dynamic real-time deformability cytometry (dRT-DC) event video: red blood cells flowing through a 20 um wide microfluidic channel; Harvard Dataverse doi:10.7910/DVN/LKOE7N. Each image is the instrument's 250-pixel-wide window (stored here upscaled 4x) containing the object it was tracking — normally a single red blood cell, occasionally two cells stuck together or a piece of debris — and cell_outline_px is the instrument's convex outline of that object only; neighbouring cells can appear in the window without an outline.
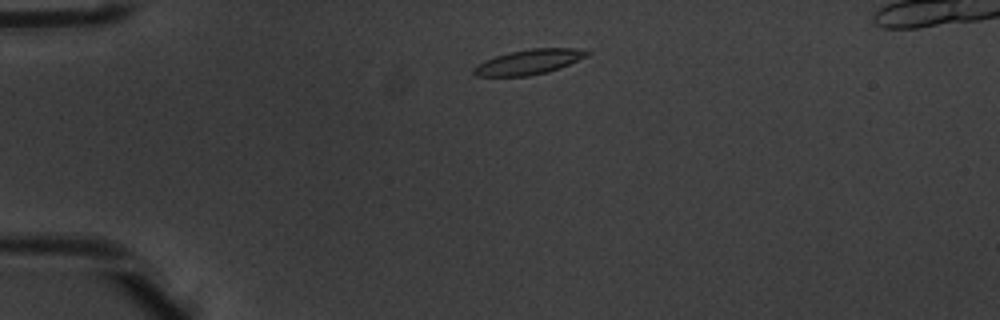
{"species": "common noctule bat (a hibernating species)", "species_latin": "Nyctalus noctula", "temperature_condition": "warm", "stored_images_in_passage": 2, "camera_frame_rate_fps": 3000, "um_per_image_px": 0.085, "animal": {"sex": "male", "body_mass_g": 20.1, "forearm_length_mm": 53.5}, "frame": {"image": 1, "passage_image": 1, "time_ms": 0.0, "image_size_px": [1000, 320], "cell_outline_px": [[588, 56], [560, 68], [548, 72], [528, 76], [476, 76], [472, 72], [472, 68], [484, 60], [508, 52], [532, 48], [576, 48], [588, 52]], "centroid_in_image_um": [44.92, 5.27], "position_along_channel_um": 40.1, "area_um2": 16.47}}